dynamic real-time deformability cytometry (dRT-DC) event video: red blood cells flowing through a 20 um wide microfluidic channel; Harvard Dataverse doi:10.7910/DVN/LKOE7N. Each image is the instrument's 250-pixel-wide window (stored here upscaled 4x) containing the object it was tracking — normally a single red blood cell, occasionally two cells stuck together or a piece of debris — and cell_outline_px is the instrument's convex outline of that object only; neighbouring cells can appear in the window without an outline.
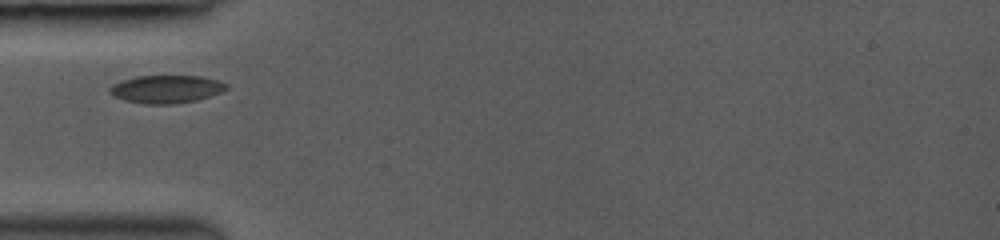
{"species": "common noctule bat (a hibernating species)", "species_latin": "Nyctalus noctula", "temperature_condition": "room temperature", "stored_images_in_passage": 2, "camera_frame_rate_fps": 3000, "um_per_image_px": 0.085, "animal": {"sex": "female", "body_mass_g": 19.0, "forearm_length_mm": 53.3}, "frame": {"image": 1, "passage_image": 1, "time_ms": 0.0, "image_size_px": [1000, 240], "cell_outline_px": [[228, 88], [220, 92], [196, 100], [172, 104], [144, 104], [124, 100], [108, 92], [108, 88], [120, 80], [136, 76], [200, 76], [220, 80], [228, 84]], "centroid_in_image_um": [14.12, 7.57], "position_along_channel_um": 70.9, "area_um2": 18.96}}
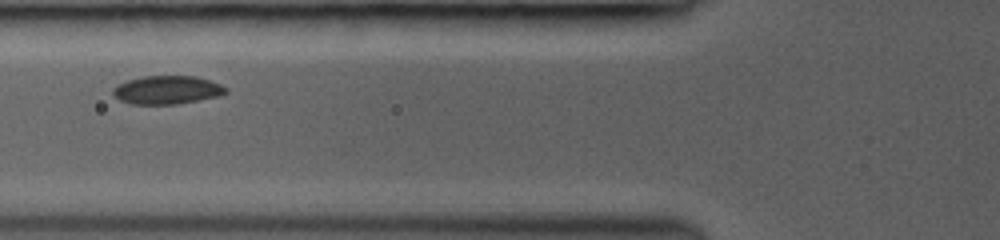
{"frame": {"image": 2, "passage_image": 2, "time_ms": 1.0, "image_size_px": [1000, 240], "cell_outline_px": [[228, 92], [220, 96], [176, 104], [132, 104], [120, 100], [112, 92], [112, 88], [116, 84], [128, 80], [144, 76], [196, 76], [220, 84], [228, 88]], "centroid_in_image_um": [14.21, 7.64], "position_along_channel_um": 111.6, "area_um2": 18.67}}